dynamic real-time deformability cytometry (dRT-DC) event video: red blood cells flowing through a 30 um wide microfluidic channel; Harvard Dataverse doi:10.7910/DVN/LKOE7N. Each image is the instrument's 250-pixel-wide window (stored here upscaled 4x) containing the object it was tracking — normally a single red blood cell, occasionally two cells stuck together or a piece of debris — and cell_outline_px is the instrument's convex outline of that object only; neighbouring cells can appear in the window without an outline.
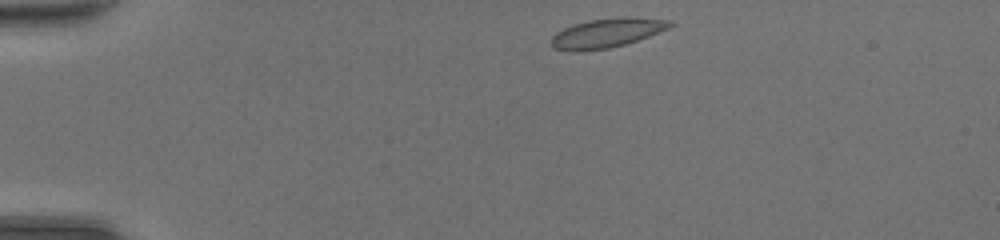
{"species": "common noctule bat (a hibernating species)", "species_latin": "Nyctalus noctula", "temperature_condition": "room temperature", "stored_images_in_passage": 39, "camera_frame_rate_fps": 3000, "um_per_image_px": 0.085, "animal": {"sex": "female", "body_mass_g": 20.0, "forearm_length_mm": 54.0}, "frame": {"image": 1, "passage_image": 1, "time_ms": 0.0, "image_size_px": [1000, 240], "cell_outline_px": [[676, 24], [668, 28], [648, 36], [624, 44], [608, 48], [576, 52], [572, 52], [552, 48], [552, 36], [556, 32], [564, 28], [588, 20], [620, 16], [628, 16], [672, 20]], "centroid_in_image_um": [51.59, 2.79], "position_along_channel_um": 33.4, "area_um2": 20.35}}
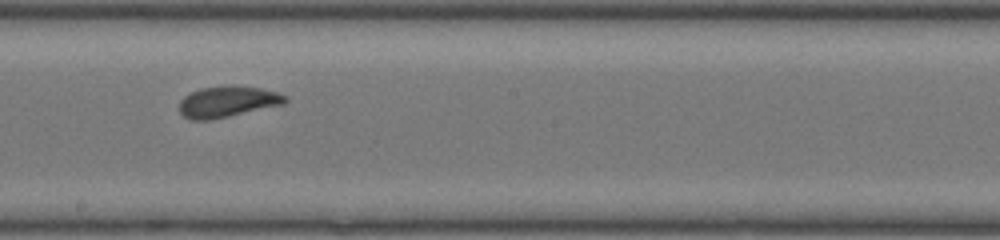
{"frame": {"image": 2, "passage_image": 19, "time_ms": 6.0, "image_size_px": [1000, 240], "cell_outline_px": [[288, 100], [284, 104], [212, 120], [188, 120], [180, 112], [180, 100], [184, 96], [200, 88], [228, 84], [232, 84], [260, 88], [276, 92], [288, 96]], "centroid_in_image_um": [19.34, 8.63], "position_along_channel_um": 228.9, "area_um2": 19.48}}
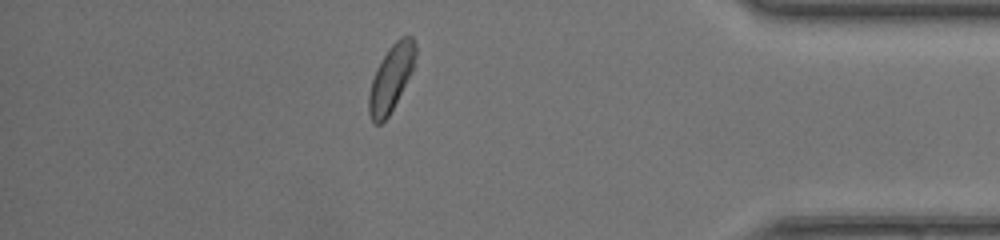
{"frame": {"image": 3, "passage_image": 33, "time_ms": 10.667, "image_size_px": [1000, 240], "cell_outline_px": [[416, 56], [412, 68], [388, 116], [380, 124], [372, 124], [368, 112], [368, 96], [372, 80], [376, 68], [388, 48], [400, 36], [412, 36], [416, 44]], "centroid_in_image_um": [33.21, 6.62], "position_along_channel_um": 402.0, "area_um2": 17.63}, "authors_computed_cell_mechanics": {"area_um2": 18.5538, "velocity_mm_per_s": 4.3786, "shape_relaxation_time_tau1_ms": 4.5926, "shape_relaxation_time_tau2_ms": 1.4489, "deformation_change_tau1": 0.1025, "deformation_change_tau2": 0.0559}}